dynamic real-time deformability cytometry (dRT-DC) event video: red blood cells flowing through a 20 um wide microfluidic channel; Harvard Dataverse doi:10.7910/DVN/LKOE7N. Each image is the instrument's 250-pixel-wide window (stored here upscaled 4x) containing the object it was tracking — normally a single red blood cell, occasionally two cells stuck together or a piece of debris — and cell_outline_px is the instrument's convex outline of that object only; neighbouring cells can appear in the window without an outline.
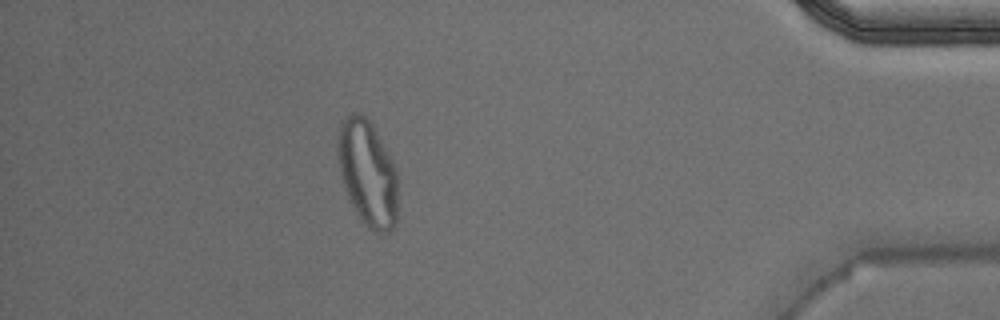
{"species": "Egyptian fruit bat (a non-hibernating species)", "species_latin": "Rousettus aegyptiacus", "temperature_condition": "warm", "stored_images_in_passage": 43, "camera_frame_rate_fps": 3000, "um_per_image_px": 0.085, "animal": {"sex": "male"}, "frame": {"image": 1, "passage_image": 37, "time_ms": 12.0, "image_size_px": [1000, 320], "cell_outline_px": [[396, 224], [388, 232], [376, 232], [368, 228], [348, 200], [340, 172], [336, 144], [336, 140], [340, 124], [344, 116], [352, 112], [360, 112], [372, 124], [392, 160], [396, 168]], "centroid_in_image_um": [31.21, 14.67], "position_along_channel_um": 404.0, "area_um2": 36.99}, "authors_computed_cell_mechanics": {"area_um2": 26.1256, "velocity_mm_per_s": 4.0087, "shape_relaxation_time_tau1_ms": null, "shape_relaxation_time_tau2_ms": 0.9631, "deformation_change_tau1": null, "deformation_change_tau2": 0.0732}}